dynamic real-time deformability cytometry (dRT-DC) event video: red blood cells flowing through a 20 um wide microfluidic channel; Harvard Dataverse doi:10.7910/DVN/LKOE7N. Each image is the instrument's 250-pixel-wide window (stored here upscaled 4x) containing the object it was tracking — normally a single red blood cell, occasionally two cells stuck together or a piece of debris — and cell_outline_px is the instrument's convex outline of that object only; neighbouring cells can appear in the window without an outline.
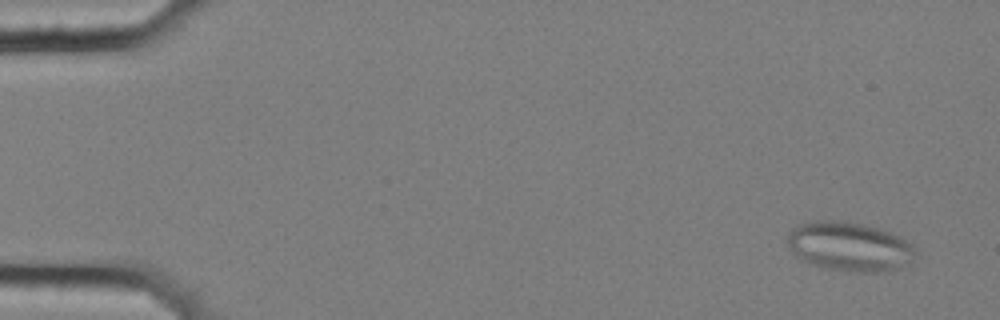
{"species": "common noctule bat (a hibernating species)", "species_latin": "Nyctalus noctula", "temperature_condition": "cold", "stored_images_in_passage": 55, "camera_frame_rate_fps": 3000, "um_per_image_px": 0.085, "animal": {"sex": "female", "body_mass_g": 25.1}, "frame": {"image": 1, "passage_image": 1, "time_ms": 0.0, "image_size_px": [1000, 320], "cell_outline_px": [[916, 248], [908, 260], [900, 268], [892, 272], [852, 272], [820, 268], [808, 264], [800, 260], [792, 252], [788, 244], [788, 232], [796, 224], [816, 220], [844, 220], [864, 224], [900, 236], [912, 244]], "centroid_in_image_um": [72.13, 20.96], "position_along_channel_um": 12.9, "area_um2": 37.17}}
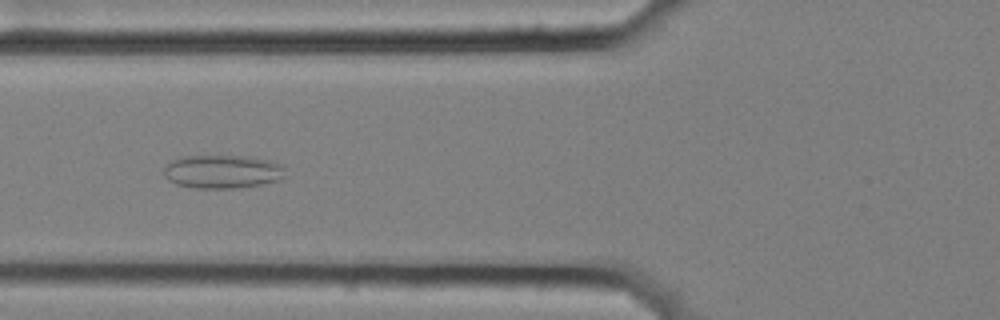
{"frame": {"image": 2, "passage_image": 20, "time_ms": 6.333, "image_size_px": [1000, 320], "cell_outline_px": [[284, 176], [280, 180], [264, 184], [236, 188], [196, 188], [176, 184], [168, 180], [164, 176], [164, 168], [172, 160], [180, 156], [252, 156], [284, 164]], "centroid_in_image_um": [18.93, 14.58], "position_along_channel_um": 106.9, "area_um2": 23.93}}
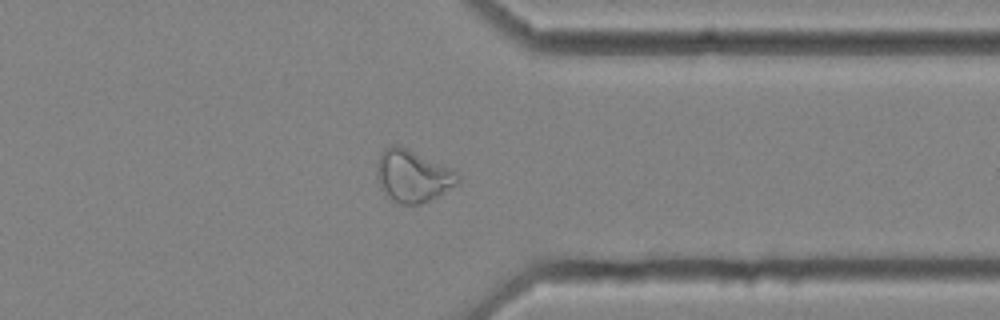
{"frame": {"image": 3, "passage_image": 43, "time_ms": 14.0, "image_size_px": [1000, 320], "cell_outline_px": [[460, 180], [456, 184], [436, 196], [420, 204], [400, 204], [388, 196], [380, 188], [376, 176], [376, 164], [380, 152], [384, 148], [392, 144], [400, 144], [456, 172], [460, 176]], "centroid_in_image_um": [35.01, 14.93], "position_along_channel_um": 376.4, "area_um2": 24.39}, "authors_computed_cell_mechanics": {"area_um2": 26.4724, "velocity_mm_per_s": 3.5447, "shape_relaxation_time_tau1_ms": null, "shape_relaxation_time_tau2_ms": 2.2363, "deformation_change_tau1": null, "deformation_change_tau2": 0.0931}}